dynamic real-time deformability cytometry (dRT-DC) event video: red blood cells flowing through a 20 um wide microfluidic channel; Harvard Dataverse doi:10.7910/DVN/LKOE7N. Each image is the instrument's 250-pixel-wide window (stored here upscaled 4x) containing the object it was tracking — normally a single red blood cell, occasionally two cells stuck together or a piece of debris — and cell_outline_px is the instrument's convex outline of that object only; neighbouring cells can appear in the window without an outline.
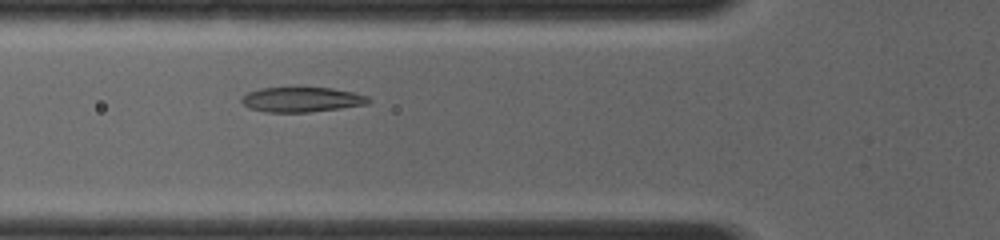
{"species": "common noctule bat (a hibernating species)", "species_latin": "Nyctalus noctula", "temperature_condition": "room temperature", "stored_images_in_passage": 9, "camera_frame_rate_fps": 4000, "um_per_image_px": 0.085, "animal": {"sex": "female", "body_mass_g": 19.0, "forearm_length_mm": 56.7}, "frame": {"image": 1, "passage_image": 9, "time_ms": 2.75, "image_size_px": [1000, 240], "cell_outline_px": [[372, 100], [368, 104], [340, 108], [308, 112], [264, 112], [248, 108], [240, 100], [248, 92], [260, 88], [332, 88], [352, 92], [368, 96]], "centroid_in_image_um": [25.65, 8.47], "position_along_channel_um": 100.2, "area_um2": 18.32}}